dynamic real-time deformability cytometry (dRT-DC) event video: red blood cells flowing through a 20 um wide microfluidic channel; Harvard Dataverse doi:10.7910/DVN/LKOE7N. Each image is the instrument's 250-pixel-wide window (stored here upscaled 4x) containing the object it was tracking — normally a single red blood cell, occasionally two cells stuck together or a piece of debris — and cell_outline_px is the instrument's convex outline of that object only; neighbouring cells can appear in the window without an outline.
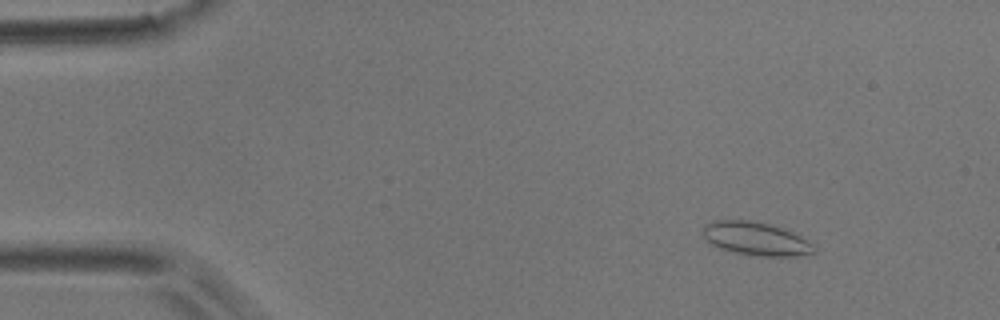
{"species": "common noctule bat (a hibernating species)", "species_latin": "Nyctalus noctula", "temperature_condition": "room temperature", "stored_images_in_passage": 53, "camera_frame_rate_fps": 3000, "um_per_image_px": 0.085, "animal": {"sex": "male", "body_mass_g": 17.9}, "frame": {"image": 1, "passage_image": 7, "time_ms": 2.0, "image_size_px": [1000, 320], "cell_outline_px": [[816, 252], [796, 256], [756, 256], [736, 252], [720, 248], [712, 244], [704, 236], [704, 224], [712, 220], [748, 220], [772, 224], [784, 228], [816, 244]], "centroid_in_image_um": [64.31, 20.28], "position_along_channel_um": 20.7, "area_um2": 21.68}}
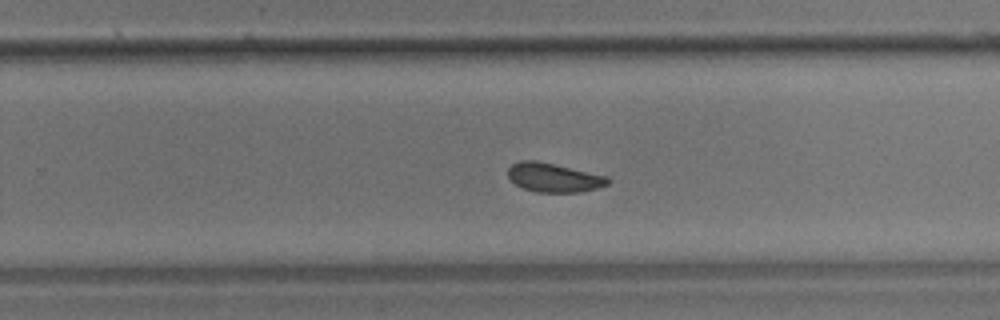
{"frame": {"image": 2, "passage_image": 34, "time_ms": 11.0, "image_size_px": [1000, 320], "cell_outline_px": [[608, 184], [596, 188], [580, 192], [536, 192], [524, 188], [516, 184], [508, 176], [508, 168], [512, 164], [520, 160], [536, 160], [608, 176]], "centroid_in_image_um": [47.05, 15.08], "position_along_channel_um": 282.8, "area_um2": 16.7}}
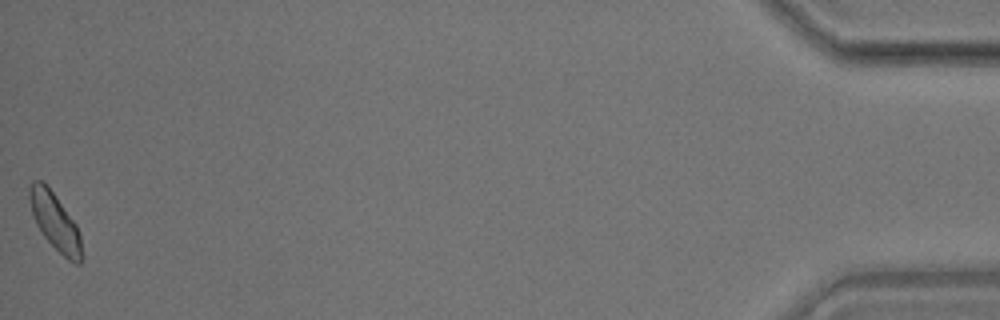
{"frame": {"image": 3, "passage_image": 53, "time_ms": 17.333, "image_size_px": [1000, 320], "cell_outline_px": [[84, 256], [80, 264], [76, 264], [68, 260], [44, 236], [36, 224], [32, 216], [28, 196], [28, 188], [32, 180], [44, 180], [76, 224], [80, 236]], "centroid_in_image_um": [4.67, 18.82], "position_along_channel_um": 430.5, "area_um2": 17.51}, "authors_computed_cell_mechanics": {"area_um2": 17.4556, "velocity_mm_per_s": 3.8282, "shape_relaxation_time_tau1_ms": 4.3496, "shape_relaxation_time_tau2_ms": 2.0166, "deformation_change_tau1": 0.0782, "deformation_change_tau2": 0.0778}}